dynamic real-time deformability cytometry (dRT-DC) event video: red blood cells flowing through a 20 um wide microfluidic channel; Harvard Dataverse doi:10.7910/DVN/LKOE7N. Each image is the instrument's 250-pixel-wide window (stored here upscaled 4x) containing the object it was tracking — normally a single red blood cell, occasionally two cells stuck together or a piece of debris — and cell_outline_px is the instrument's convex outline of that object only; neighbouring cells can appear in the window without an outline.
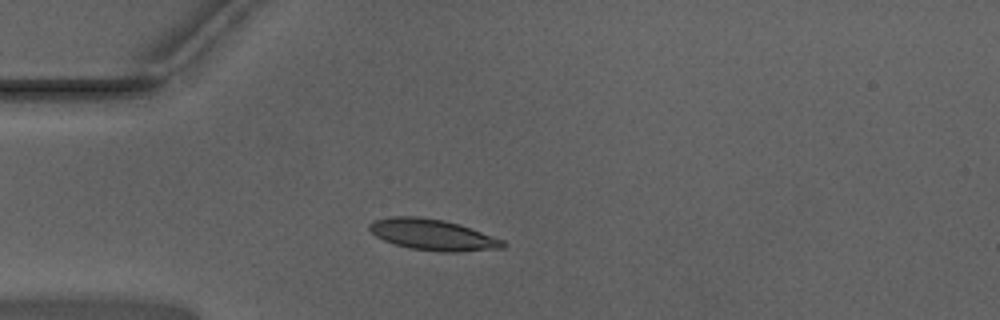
{"species": "Egyptian fruit bat (a non-hibernating species)", "species_latin": "Rousettus aegyptiacus", "temperature_condition": "warm", "stored_images_in_passage": 39, "camera_frame_rate_fps": 3000, "um_per_image_px": 0.085, "animal": {"sex": "male"}, "frame": {"image": 1, "passage_image": 1, "time_ms": 0.0, "image_size_px": [1000, 320], "cell_outline_px": [[508, 244], [504, 248], [456, 252], [440, 252], [412, 248], [396, 244], [384, 240], [376, 236], [368, 228], [368, 224], [372, 220], [392, 216], [420, 216], [444, 220], [460, 224], [504, 240]], "centroid_in_image_um": [36.8, 19.94], "position_along_channel_um": 48.2, "area_um2": 24.28}}
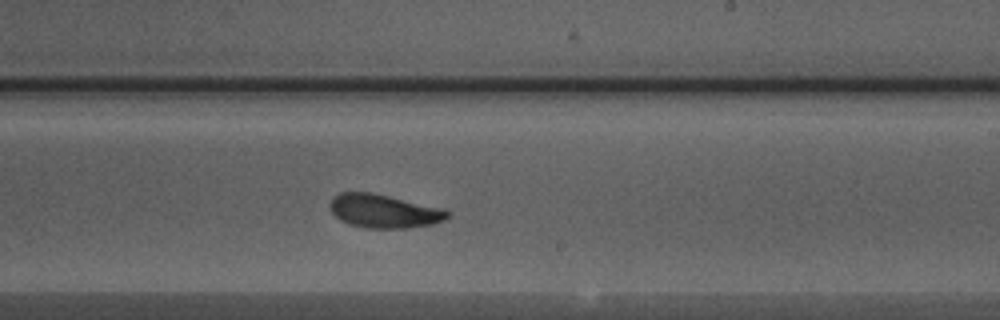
{"frame": {"image": 2, "passage_image": 18, "time_ms": 5.667, "image_size_px": [1000, 320], "cell_outline_px": [[452, 212], [444, 220], [432, 224], [408, 228], [364, 228], [348, 224], [340, 220], [332, 212], [328, 204], [340, 192], [372, 192], [444, 208]], "centroid_in_image_um": [32.65, 17.95], "position_along_channel_um": 256.3, "area_um2": 23.12}}
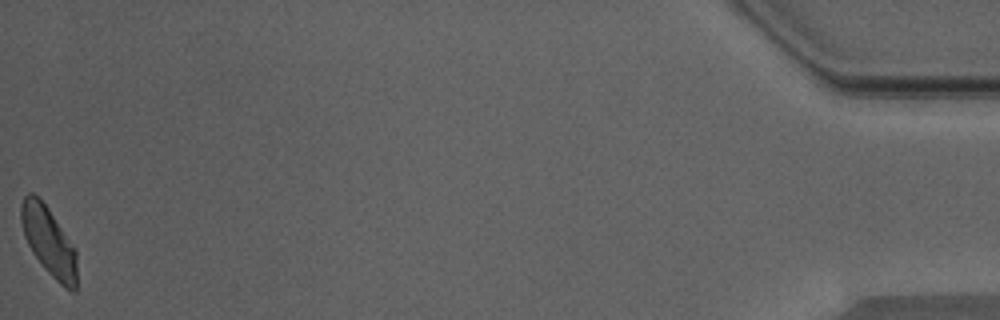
{"frame": {"image": 3, "passage_image": 39, "time_ms": 12.667, "image_size_px": [1000, 320], "cell_outline_px": [[76, 292], [72, 292], [64, 288], [44, 268], [32, 252], [24, 236], [20, 220], [20, 204], [24, 196], [28, 192], [32, 192], [48, 208], [76, 248]], "centroid_in_image_um": [4.14, 20.52], "position_along_channel_um": 431.1, "area_um2": 22.43}, "authors_computed_cell_mechanics": {"area_um2": 22.8888, "velocity_mm_per_s": 3.9468, "shape_relaxation_time_tau1_ms": 3.1063, "shape_relaxation_time_tau2_ms": 1.3843, "deformation_change_tau1": 0.1097, "deformation_change_tau2": 0.0639}}